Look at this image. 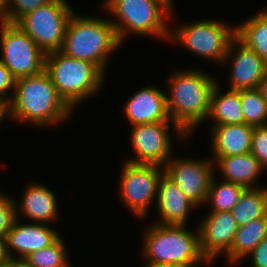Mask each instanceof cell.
I'll use <instances>...</instances> for the list:
<instances>
[{"label":"cell","instance_id":"obj_1","mask_svg":"<svg viewBox=\"0 0 267 267\" xmlns=\"http://www.w3.org/2000/svg\"><path fill=\"white\" fill-rule=\"evenodd\" d=\"M9 117L19 123L53 126L64 123L74 113L59 95L49 74L43 70L33 76L16 79L14 93L9 94Z\"/></svg>","mask_w":267,"mask_h":267},{"label":"cell","instance_id":"obj_2","mask_svg":"<svg viewBox=\"0 0 267 267\" xmlns=\"http://www.w3.org/2000/svg\"><path fill=\"white\" fill-rule=\"evenodd\" d=\"M173 73L168 77V93L166 89L169 117L188 137H192L198 125L208 119L211 94L218 80L198 69Z\"/></svg>","mask_w":267,"mask_h":267},{"label":"cell","instance_id":"obj_3","mask_svg":"<svg viewBox=\"0 0 267 267\" xmlns=\"http://www.w3.org/2000/svg\"><path fill=\"white\" fill-rule=\"evenodd\" d=\"M119 46L121 43L110 20L73 12L66 26L61 52L95 64L106 75L110 54Z\"/></svg>","mask_w":267,"mask_h":267},{"label":"cell","instance_id":"obj_4","mask_svg":"<svg viewBox=\"0 0 267 267\" xmlns=\"http://www.w3.org/2000/svg\"><path fill=\"white\" fill-rule=\"evenodd\" d=\"M186 225H166L153 221L144 229L142 254L151 263L199 267L209 262L200 249L199 230L190 231Z\"/></svg>","mask_w":267,"mask_h":267},{"label":"cell","instance_id":"obj_5","mask_svg":"<svg viewBox=\"0 0 267 267\" xmlns=\"http://www.w3.org/2000/svg\"><path fill=\"white\" fill-rule=\"evenodd\" d=\"M103 3L114 17L110 21L121 44L129 33L169 40L171 26L166 22L172 17L174 6L167 0H105Z\"/></svg>","mask_w":267,"mask_h":267},{"label":"cell","instance_id":"obj_6","mask_svg":"<svg viewBox=\"0 0 267 267\" xmlns=\"http://www.w3.org/2000/svg\"><path fill=\"white\" fill-rule=\"evenodd\" d=\"M44 70L64 101L75 110L100 92L106 76L95 64L66 56L61 51L45 55Z\"/></svg>","mask_w":267,"mask_h":267},{"label":"cell","instance_id":"obj_7","mask_svg":"<svg viewBox=\"0 0 267 267\" xmlns=\"http://www.w3.org/2000/svg\"><path fill=\"white\" fill-rule=\"evenodd\" d=\"M170 31L172 42L178 43L185 49L202 58L215 61L222 65L228 47L235 37V27L228 26L217 20H197L185 23Z\"/></svg>","mask_w":267,"mask_h":267},{"label":"cell","instance_id":"obj_8","mask_svg":"<svg viewBox=\"0 0 267 267\" xmlns=\"http://www.w3.org/2000/svg\"><path fill=\"white\" fill-rule=\"evenodd\" d=\"M66 0H51L22 17L17 24L45 53L61 51L67 23L73 14Z\"/></svg>","mask_w":267,"mask_h":267},{"label":"cell","instance_id":"obj_9","mask_svg":"<svg viewBox=\"0 0 267 267\" xmlns=\"http://www.w3.org/2000/svg\"><path fill=\"white\" fill-rule=\"evenodd\" d=\"M119 193L133 215L144 220L152 201L157 199L158 185L165 169L160 165L122 163Z\"/></svg>","mask_w":267,"mask_h":267},{"label":"cell","instance_id":"obj_10","mask_svg":"<svg viewBox=\"0 0 267 267\" xmlns=\"http://www.w3.org/2000/svg\"><path fill=\"white\" fill-rule=\"evenodd\" d=\"M0 61L18 79L41 73L45 67V53L17 23L0 26Z\"/></svg>","mask_w":267,"mask_h":267},{"label":"cell","instance_id":"obj_11","mask_svg":"<svg viewBox=\"0 0 267 267\" xmlns=\"http://www.w3.org/2000/svg\"><path fill=\"white\" fill-rule=\"evenodd\" d=\"M177 137L187 140L188 136L174 122H156L131 126V146L135 158L125 161L136 164H153L165 166L172 158L170 126Z\"/></svg>","mask_w":267,"mask_h":267},{"label":"cell","instance_id":"obj_12","mask_svg":"<svg viewBox=\"0 0 267 267\" xmlns=\"http://www.w3.org/2000/svg\"><path fill=\"white\" fill-rule=\"evenodd\" d=\"M165 174L181 189L192 204L206 205L214 173L213 160L171 158L164 166Z\"/></svg>","mask_w":267,"mask_h":267},{"label":"cell","instance_id":"obj_13","mask_svg":"<svg viewBox=\"0 0 267 267\" xmlns=\"http://www.w3.org/2000/svg\"><path fill=\"white\" fill-rule=\"evenodd\" d=\"M230 64V90H247L260 87L267 70L260 55L247 47L236 36L229 44L222 65Z\"/></svg>","mask_w":267,"mask_h":267},{"label":"cell","instance_id":"obj_14","mask_svg":"<svg viewBox=\"0 0 267 267\" xmlns=\"http://www.w3.org/2000/svg\"><path fill=\"white\" fill-rule=\"evenodd\" d=\"M201 220L199 230L200 249L209 263L227 253L233 243L238 224L231 211L210 212Z\"/></svg>","mask_w":267,"mask_h":267},{"label":"cell","instance_id":"obj_15","mask_svg":"<svg viewBox=\"0 0 267 267\" xmlns=\"http://www.w3.org/2000/svg\"><path fill=\"white\" fill-rule=\"evenodd\" d=\"M15 217L6 235V250L9 258L24 259L28 254L51 246L60 234L50 224L31 222L23 224ZM15 251L18 256L12 254Z\"/></svg>","mask_w":267,"mask_h":267},{"label":"cell","instance_id":"obj_16","mask_svg":"<svg viewBox=\"0 0 267 267\" xmlns=\"http://www.w3.org/2000/svg\"><path fill=\"white\" fill-rule=\"evenodd\" d=\"M123 108L131 126L172 122L167 109L166 92L154 86H145L133 93Z\"/></svg>","mask_w":267,"mask_h":267},{"label":"cell","instance_id":"obj_17","mask_svg":"<svg viewBox=\"0 0 267 267\" xmlns=\"http://www.w3.org/2000/svg\"><path fill=\"white\" fill-rule=\"evenodd\" d=\"M155 202L159 212L155 221L159 224L186 225L188 215L197 208L165 173L160 178Z\"/></svg>","mask_w":267,"mask_h":267},{"label":"cell","instance_id":"obj_18","mask_svg":"<svg viewBox=\"0 0 267 267\" xmlns=\"http://www.w3.org/2000/svg\"><path fill=\"white\" fill-rule=\"evenodd\" d=\"M28 185L24 189L25 192L20 204L15 202V217L20 215L21 210L25 219L27 218L32 222L48 225V223L58 220L60 212L55 194L43 184L29 183Z\"/></svg>","mask_w":267,"mask_h":267},{"label":"cell","instance_id":"obj_19","mask_svg":"<svg viewBox=\"0 0 267 267\" xmlns=\"http://www.w3.org/2000/svg\"><path fill=\"white\" fill-rule=\"evenodd\" d=\"M210 127L213 156H234L251 152L253 126L243 123Z\"/></svg>","mask_w":267,"mask_h":267},{"label":"cell","instance_id":"obj_20","mask_svg":"<svg viewBox=\"0 0 267 267\" xmlns=\"http://www.w3.org/2000/svg\"><path fill=\"white\" fill-rule=\"evenodd\" d=\"M214 167L221 172L223 181L236 183L245 188H258L255 184L265 168L250 152L234 156H212Z\"/></svg>","mask_w":267,"mask_h":267},{"label":"cell","instance_id":"obj_21","mask_svg":"<svg viewBox=\"0 0 267 267\" xmlns=\"http://www.w3.org/2000/svg\"><path fill=\"white\" fill-rule=\"evenodd\" d=\"M264 238H267V216L238 226L233 243L225 255L229 265L241 263Z\"/></svg>","mask_w":267,"mask_h":267},{"label":"cell","instance_id":"obj_22","mask_svg":"<svg viewBox=\"0 0 267 267\" xmlns=\"http://www.w3.org/2000/svg\"><path fill=\"white\" fill-rule=\"evenodd\" d=\"M219 82L211 94L210 113L213 125L243 124L244 116L239 100V90H228L220 93Z\"/></svg>","mask_w":267,"mask_h":267},{"label":"cell","instance_id":"obj_23","mask_svg":"<svg viewBox=\"0 0 267 267\" xmlns=\"http://www.w3.org/2000/svg\"><path fill=\"white\" fill-rule=\"evenodd\" d=\"M235 36L267 65V8L235 27Z\"/></svg>","mask_w":267,"mask_h":267},{"label":"cell","instance_id":"obj_24","mask_svg":"<svg viewBox=\"0 0 267 267\" xmlns=\"http://www.w3.org/2000/svg\"><path fill=\"white\" fill-rule=\"evenodd\" d=\"M231 213L238 226L267 216V187L246 188Z\"/></svg>","mask_w":267,"mask_h":267},{"label":"cell","instance_id":"obj_25","mask_svg":"<svg viewBox=\"0 0 267 267\" xmlns=\"http://www.w3.org/2000/svg\"><path fill=\"white\" fill-rule=\"evenodd\" d=\"M215 178L214 175L211 179L206 204L210 205L211 212L231 211L246 188L242 185L222 180L219 183Z\"/></svg>","mask_w":267,"mask_h":267},{"label":"cell","instance_id":"obj_26","mask_svg":"<svg viewBox=\"0 0 267 267\" xmlns=\"http://www.w3.org/2000/svg\"><path fill=\"white\" fill-rule=\"evenodd\" d=\"M239 100L245 124L267 125V101L259 88L239 90Z\"/></svg>","mask_w":267,"mask_h":267},{"label":"cell","instance_id":"obj_27","mask_svg":"<svg viewBox=\"0 0 267 267\" xmlns=\"http://www.w3.org/2000/svg\"><path fill=\"white\" fill-rule=\"evenodd\" d=\"M66 245L59 237L51 246L28 254L24 260L31 267H70Z\"/></svg>","mask_w":267,"mask_h":267},{"label":"cell","instance_id":"obj_28","mask_svg":"<svg viewBox=\"0 0 267 267\" xmlns=\"http://www.w3.org/2000/svg\"><path fill=\"white\" fill-rule=\"evenodd\" d=\"M49 1L51 0H7L9 23H17L26 14L35 11Z\"/></svg>","mask_w":267,"mask_h":267},{"label":"cell","instance_id":"obj_29","mask_svg":"<svg viewBox=\"0 0 267 267\" xmlns=\"http://www.w3.org/2000/svg\"><path fill=\"white\" fill-rule=\"evenodd\" d=\"M251 153L267 170V125L253 127Z\"/></svg>","mask_w":267,"mask_h":267},{"label":"cell","instance_id":"obj_30","mask_svg":"<svg viewBox=\"0 0 267 267\" xmlns=\"http://www.w3.org/2000/svg\"><path fill=\"white\" fill-rule=\"evenodd\" d=\"M0 192V238L5 239L15 218V199ZM12 198V199H11Z\"/></svg>","mask_w":267,"mask_h":267},{"label":"cell","instance_id":"obj_31","mask_svg":"<svg viewBox=\"0 0 267 267\" xmlns=\"http://www.w3.org/2000/svg\"><path fill=\"white\" fill-rule=\"evenodd\" d=\"M16 78L11 71L0 61V95H2L8 102L12 99L9 97V91L14 93Z\"/></svg>","mask_w":267,"mask_h":267},{"label":"cell","instance_id":"obj_32","mask_svg":"<svg viewBox=\"0 0 267 267\" xmlns=\"http://www.w3.org/2000/svg\"><path fill=\"white\" fill-rule=\"evenodd\" d=\"M248 256H251L252 267H267V238H264Z\"/></svg>","mask_w":267,"mask_h":267},{"label":"cell","instance_id":"obj_33","mask_svg":"<svg viewBox=\"0 0 267 267\" xmlns=\"http://www.w3.org/2000/svg\"><path fill=\"white\" fill-rule=\"evenodd\" d=\"M9 23L7 0H0V26Z\"/></svg>","mask_w":267,"mask_h":267},{"label":"cell","instance_id":"obj_34","mask_svg":"<svg viewBox=\"0 0 267 267\" xmlns=\"http://www.w3.org/2000/svg\"><path fill=\"white\" fill-rule=\"evenodd\" d=\"M7 116H9V102L0 95V120Z\"/></svg>","mask_w":267,"mask_h":267},{"label":"cell","instance_id":"obj_35","mask_svg":"<svg viewBox=\"0 0 267 267\" xmlns=\"http://www.w3.org/2000/svg\"><path fill=\"white\" fill-rule=\"evenodd\" d=\"M6 267H31L24 259L10 258L6 262Z\"/></svg>","mask_w":267,"mask_h":267},{"label":"cell","instance_id":"obj_36","mask_svg":"<svg viewBox=\"0 0 267 267\" xmlns=\"http://www.w3.org/2000/svg\"><path fill=\"white\" fill-rule=\"evenodd\" d=\"M9 259L5 239L0 238V265L5 264Z\"/></svg>","mask_w":267,"mask_h":267},{"label":"cell","instance_id":"obj_37","mask_svg":"<svg viewBox=\"0 0 267 267\" xmlns=\"http://www.w3.org/2000/svg\"><path fill=\"white\" fill-rule=\"evenodd\" d=\"M259 89L261 90L264 98L266 99L267 101V70H266V73L264 75V78L262 79L261 81V84H260V87Z\"/></svg>","mask_w":267,"mask_h":267},{"label":"cell","instance_id":"obj_38","mask_svg":"<svg viewBox=\"0 0 267 267\" xmlns=\"http://www.w3.org/2000/svg\"><path fill=\"white\" fill-rule=\"evenodd\" d=\"M145 267H185V266H180L176 264H163V263H151L147 262L144 265Z\"/></svg>","mask_w":267,"mask_h":267},{"label":"cell","instance_id":"obj_39","mask_svg":"<svg viewBox=\"0 0 267 267\" xmlns=\"http://www.w3.org/2000/svg\"><path fill=\"white\" fill-rule=\"evenodd\" d=\"M167 1H168L172 6L174 5V4H172V2H173L172 0H167Z\"/></svg>","mask_w":267,"mask_h":267},{"label":"cell","instance_id":"obj_40","mask_svg":"<svg viewBox=\"0 0 267 267\" xmlns=\"http://www.w3.org/2000/svg\"><path fill=\"white\" fill-rule=\"evenodd\" d=\"M0 267H6V263H5V264H2V265H0Z\"/></svg>","mask_w":267,"mask_h":267}]
</instances>
